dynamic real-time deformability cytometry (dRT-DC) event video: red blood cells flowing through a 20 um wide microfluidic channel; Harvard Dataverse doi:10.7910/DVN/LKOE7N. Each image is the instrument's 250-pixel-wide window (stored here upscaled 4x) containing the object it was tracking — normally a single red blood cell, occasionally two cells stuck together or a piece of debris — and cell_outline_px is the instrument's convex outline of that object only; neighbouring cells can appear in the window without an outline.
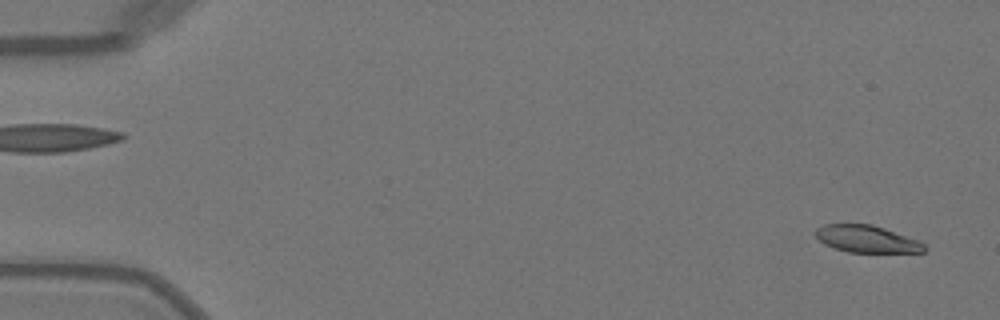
{"species": "Egyptian fruit bat (a non-hibernating species)", "species_latin": "Rousettus aegyptiacus", "temperature_condition": "warm", "stored_images_in_passage": 21, "camera_frame_rate_fps": 3000, "um_per_image_px": 0.085, "animal": {"sex": "female"}, "frame": {"image": 1, "passage_image": 1, "time_ms": 0.0, "image_size_px": [1000, 320], "cell_outline_px": [[928, 248], [924, 252], [848, 252], [824, 244], [816, 236], [816, 228], [824, 224], [872, 224], [920, 240]], "centroid_in_image_um": [73.71, 20.31], "position_along_channel_um": 11.3, "area_um2": 17.17}}
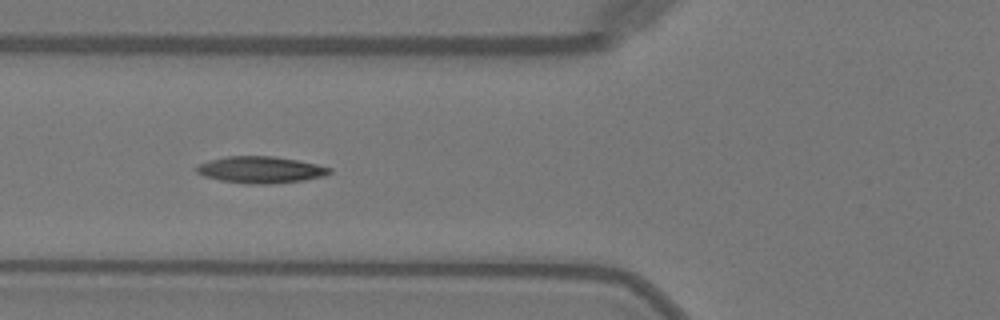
{"frame": {"image": 2, "passage_image": 18, "time_ms": 5.667, "image_size_px": [1000, 320], "cell_outline_px": [[332, 172], [324, 176], [304, 180], [268, 184], [244, 184], [220, 180], [204, 176], [196, 172], [192, 168], [196, 164], [208, 160], [224, 156], [272, 156], [296, 160], [316, 164], [332, 168]], "centroid_in_image_um": [22.08, 14.43], "position_along_channel_um": 103.7, "area_um2": 20.92}}
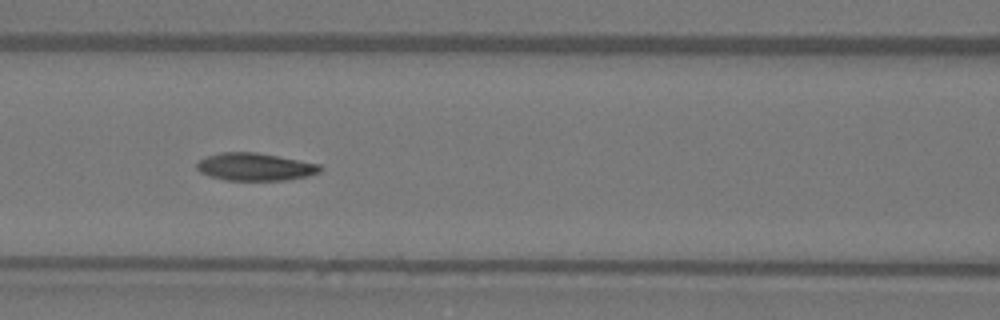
{"frame": {"image": 3, "passage_image": 21, "time_ms": 6.667, "image_size_px": [1000, 320], "cell_outline_px": [[324, 168], [320, 172], [308, 176], [284, 180], [224, 180], [208, 176], [200, 172], [196, 168], [196, 164], [200, 160], [208, 156], [220, 152], [256, 152], [320, 164]], "centroid_in_image_um": [21.68, 14.18], "position_along_channel_um": 144.9, "area_um2": 19.88}}